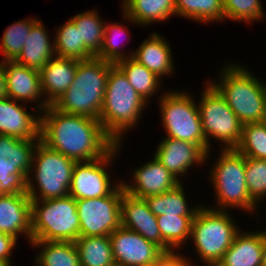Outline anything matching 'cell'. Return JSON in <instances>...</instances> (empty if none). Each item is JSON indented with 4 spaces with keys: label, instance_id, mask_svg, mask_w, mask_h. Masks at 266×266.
Listing matches in <instances>:
<instances>
[{
    "label": "cell",
    "instance_id": "cell-1",
    "mask_svg": "<svg viewBox=\"0 0 266 266\" xmlns=\"http://www.w3.org/2000/svg\"><path fill=\"white\" fill-rule=\"evenodd\" d=\"M40 116V141L76 162L106 156L116 142L99 119L66 114L49 105Z\"/></svg>",
    "mask_w": 266,
    "mask_h": 266
},
{
    "label": "cell",
    "instance_id": "cell-2",
    "mask_svg": "<svg viewBox=\"0 0 266 266\" xmlns=\"http://www.w3.org/2000/svg\"><path fill=\"white\" fill-rule=\"evenodd\" d=\"M114 65L98 57L80 60L72 84L52 106L66 114L99 119L108 73Z\"/></svg>",
    "mask_w": 266,
    "mask_h": 266
},
{
    "label": "cell",
    "instance_id": "cell-3",
    "mask_svg": "<svg viewBox=\"0 0 266 266\" xmlns=\"http://www.w3.org/2000/svg\"><path fill=\"white\" fill-rule=\"evenodd\" d=\"M146 104L124 73L114 65L108 73L99 117L105 132L116 143H121L122 134L137 124Z\"/></svg>",
    "mask_w": 266,
    "mask_h": 266
},
{
    "label": "cell",
    "instance_id": "cell-4",
    "mask_svg": "<svg viewBox=\"0 0 266 266\" xmlns=\"http://www.w3.org/2000/svg\"><path fill=\"white\" fill-rule=\"evenodd\" d=\"M221 82L210 84L225 99L242 124L262 122L266 102V84L250 71L234 65L222 70ZM217 83V84H216Z\"/></svg>",
    "mask_w": 266,
    "mask_h": 266
},
{
    "label": "cell",
    "instance_id": "cell-5",
    "mask_svg": "<svg viewBox=\"0 0 266 266\" xmlns=\"http://www.w3.org/2000/svg\"><path fill=\"white\" fill-rule=\"evenodd\" d=\"M31 228L32 241L75 242L80 236L76 200L68 195L31 201Z\"/></svg>",
    "mask_w": 266,
    "mask_h": 266
},
{
    "label": "cell",
    "instance_id": "cell-6",
    "mask_svg": "<svg viewBox=\"0 0 266 266\" xmlns=\"http://www.w3.org/2000/svg\"><path fill=\"white\" fill-rule=\"evenodd\" d=\"M34 152L29 174H34L33 179L38 184L40 195L35 190L32 176L29 175L27 177V194L31 201L68 196L76 161L48 148L41 141ZM32 169L35 170V173H32Z\"/></svg>",
    "mask_w": 266,
    "mask_h": 266
},
{
    "label": "cell",
    "instance_id": "cell-7",
    "mask_svg": "<svg viewBox=\"0 0 266 266\" xmlns=\"http://www.w3.org/2000/svg\"><path fill=\"white\" fill-rule=\"evenodd\" d=\"M199 206L193 221L191 237L198 256L207 263H219L240 231L226 210Z\"/></svg>",
    "mask_w": 266,
    "mask_h": 266
},
{
    "label": "cell",
    "instance_id": "cell-8",
    "mask_svg": "<svg viewBox=\"0 0 266 266\" xmlns=\"http://www.w3.org/2000/svg\"><path fill=\"white\" fill-rule=\"evenodd\" d=\"M215 164L210 179L216 191L217 204L220 206L217 210L225 211L226 207H239L250 213L254 212L257 204L248 193L245 156L235 149H222Z\"/></svg>",
    "mask_w": 266,
    "mask_h": 266
},
{
    "label": "cell",
    "instance_id": "cell-9",
    "mask_svg": "<svg viewBox=\"0 0 266 266\" xmlns=\"http://www.w3.org/2000/svg\"><path fill=\"white\" fill-rule=\"evenodd\" d=\"M163 126L168 138L197 144L206 154L208 143L194 100L186 92H168L160 98Z\"/></svg>",
    "mask_w": 266,
    "mask_h": 266
},
{
    "label": "cell",
    "instance_id": "cell-10",
    "mask_svg": "<svg viewBox=\"0 0 266 266\" xmlns=\"http://www.w3.org/2000/svg\"><path fill=\"white\" fill-rule=\"evenodd\" d=\"M207 84L202 92L198 110L202 131L208 143V153L210 137L223 142L225 150L236 149L241 139L243 124L220 93L210 83Z\"/></svg>",
    "mask_w": 266,
    "mask_h": 266
},
{
    "label": "cell",
    "instance_id": "cell-11",
    "mask_svg": "<svg viewBox=\"0 0 266 266\" xmlns=\"http://www.w3.org/2000/svg\"><path fill=\"white\" fill-rule=\"evenodd\" d=\"M39 142L0 135V180L7 194L27 193V177Z\"/></svg>",
    "mask_w": 266,
    "mask_h": 266
},
{
    "label": "cell",
    "instance_id": "cell-12",
    "mask_svg": "<svg viewBox=\"0 0 266 266\" xmlns=\"http://www.w3.org/2000/svg\"><path fill=\"white\" fill-rule=\"evenodd\" d=\"M123 192V185L119 182L107 196L76 200L80 236H109L121 226Z\"/></svg>",
    "mask_w": 266,
    "mask_h": 266
},
{
    "label": "cell",
    "instance_id": "cell-13",
    "mask_svg": "<svg viewBox=\"0 0 266 266\" xmlns=\"http://www.w3.org/2000/svg\"><path fill=\"white\" fill-rule=\"evenodd\" d=\"M121 143L116 146L106 155L96 160L87 162H76L71 184L69 187V196L75 200L79 199H94L109 195L118 185L114 187L110 185V178L105 166L116 156L115 153L119 150Z\"/></svg>",
    "mask_w": 266,
    "mask_h": 266
},
{
    "label": "cell",
    "instance_id": "cell-14",
    "mask_svg": "<svg viewBox=\"0 0 266 266\" xmlns=\"http://www.w3.org/2000/svg\"><path fill=\"white\" fill-rule=\"evenodd\" d=\"M116 266H149L163 252L139 233L120 226L109 235Z\"/></svg>",
    "mask_w": 266,
    "mask_h": 266
},
{
    "label": "cell",
    "instance_id": "cell-15",
    "mask_svg": "<svg viewBox=\"0 0 266 266\" xmlns=\"http://www.w3.org/2000/svg\"><path fill=\"white\" fill-rule=\"evenodd\" d=\"M156 159L180 181V176L188 173L189 167L202 164L208 158L197 144L165 137L155 152Z\"/></svg>",
    "mask_w": 266,
    "mask_h": 266
},
{
    "label": "cell",
    "instance_id": "cell-16",
    "mask_svg": "<svg viewBox=\"0 0 266 266\" xmlns=\"http://www.w3.org/2000/svg\"><path fill=\"white\" fill-rule=\"evenodd\" d=\"M132 185L121 182L124 191L137 198H146L172 190L181 183L154 156L151 162L143 164L133 172ZM136 183V184H135Z\"/></svg>",
    "mask_w": 266,
    "mask_h": 266
},
{
    "label": "cell",
    "instance_id": "cell-17",
    "mask_svg": "<svg viewBox=\"0 0 266 266\" xmlns=\"http://www.w3.org/2000/svg\"><path fill=\"white\" fill-rule=\"evenodd\" d=\"M79 60L61 58L55 56L40 70L41 90L44 93V101H41L36 109L44 111L49 105H53L69 88L74 80ZM41 109H40V108Z\"/></svg>",
    "mask_w": 266,
    "mask_h": 266
},
{
    "label": "cell",
    "instance_id": "cell-18",
    "mask_svg": "<svg viewBox=\"0 0 266 266\" xmlns=\"http://www.w3.org/2000/svg\"><path fill=\"white\" fill-rule=\"evenodd\" d=\"M121 226L139 233L162 250V237L157 224V217L150 211L145 199L123 192Z\"/></svg>",
    "mask_w": 266,
    "mask_h": 266
},
{
    "label": "cell",
    "instance_id": "cell-19",
    "mask_svg": "<svg viewBox=\"0 0 266 266\" xmlns=\"http://www.w3.org/2000/svg\"><path fill=\"white\" fill-rule=\"evenodd\" d=\"M0 232L17 240L25 233L28 242L32 241L31 199L27 193L0 196Z\"/></svg>",
    "mask_w": 266,
    "mask_h": 266
},
{
    "label": "cell",
    "instance_id": "cell-20",
    "mask_svg": "<svg viewBox=\"0 0 266 266\" xmlns=\"http://www.w3.org/2000/svg\"><path fill=\"white\" fill-rule=\"evenodd\" d=\"M23 107L10 97L0 99V135L40 139V116L32 115Z\"/></svg>",
    "mask_w": 266,
    "mask_h": 266
},
{
    "label": "cell",
    "instance_id": "cell-21",
    "mask_svg": "<svg viewBox=\"0 0 266 266\" xmlns=\"http://www.w3.org/2000/svg\"><path fill=\"white\" fill-rule=\"evenodd\" d=\"M2 62L6 75L7 97L18 102L29 101L31 103L43 95L40 71L20 65L15 61Z\"/></svg>",
    "mask_w": 266,
    "mask_h": 266
},
{
    "label": "cell",
    "instance_id": "cell-22",
    "mask_svg": "<svg viewBox=\"0 0 266 266\" xmlns=\"http://www.w3.org/2000/svg\"><path fill=\"white\" fill-rule=\"evenodd\" d=\"M264 231H240L219 262L222 266H262Z\"/></svg>",
    "mask_w": 266,
    "mask_h": 266
},
{
    "label": "cell",
    "instance_id": "cell-23",
    "mask_svg": "<svg viewBox=\"0 0 266 266\" xmlns=\"http://www.w3.org/2000/svg\"><path fill=\"white\" fill-rule=\"evenodd\" d=\"M132 58L144 65L159 78L173 71L172 52L168 42L157 33H152L140 47L131 53Z\"/></svg>",
    "mask_w": 266,
    "mask_h": 266
},
{
    "label": "cell",
    "instance_id": "cell-24",
    "mask_svg": "<svg viewBox=\"0 0 266 266\" xmlns=\"http://www.w3.org/2000/svg\"><path fill=\"white\" fill-rule=\"evenodd\" d=\"M55 53L54 42L50 43L48 32L41 21H38L30 30L26 43L14 60L16 63L40 71Z\"/></svg>",
    "mask_w": 266,
    "mask_h": 266
},
{
    "label": "cell",
    "instance_id": "cell-25",
    "mask_svg": "<svg viewBox=\"0 0 266 266\" xmlns=\"http://www.w3.org/2000/svg\"><path fill=\"white\" fill-rule=\"evenodd\" d=\"M123 16L138 25H150L176 15L175 0H123Z\"/></svg>",
    "mask_w": 266,
    "mask_h": 266
},
{
    "label": "cell",
    "instance_id": "cell-26",
    "mask_svg": "<svg viewBox=\"0 0 266 266\" xmlns=\"http://www.w3.org/2000/svg\"><path fill=\"white\" fill-rule=\"evenodd\" d=\"M74 243L80 266H116L109 236H79Z\"/></svg>",
    "mask_w": 266,
    "mask_h": 266
},
{
    "label": "cell",
    "instance_id": "cell-27",
    "mask_svg": "<svg viewBox=\"0 0 266 266\" xmlns=\"http://www.w3.org/2000/svg\"><path fill=\"white\" fill-rule=\"evenodd\" d=\"M29 244L42 246L35 258L38 266H80V258L74 242L31 241Z\"/></svg>",
    "mask_w": 266,
    "mask_h": 266
},
{
    "label": "cell",
    "instance_id": "cell-28",
    "mask_svg": "<svg viewBox=\"0 0 266 266\" xmlns=\"http://www.w3.org/2000/svg\"><path fill=\"white\" fill-rule=\"evenodd\" d=\"M182 183L172 190L159 195L144 198L150 211L157 217L160 215L195 216L197 208L187 206Z\"/></svg>",
    "mask_w": 266,
    "mask_h": 266
},
{
    "label": "cell",
    "instance_id": "cell-29",
    "mask_svg": "<svg viewBox=\"0 0 266 266\" xmlns=\"http://www.w3.org/2000/svg\"><path fill=\"white\" fill-rule=\"evenodd\" d=\"M194 216L160 215L157 224L162 237V251L181 247L190 237Z\"/></svg>",
    "mask_w": 266,
    "mask_h": 266
},
{
    "label": "cell",
    "instance_id": "cell-30",
    "mask_svg": "<svg viewBox=\"0 0 266 266\" xmlns=\"http://www.w3.org/2000/svg\"><path fill=\"white\" fill-rule=\"evenodd\" d=\"M115 65L124 73L128 82L147 103L149 100L148 98H150L155 91L158 92L157 89L160 87L159 84H161V79L132 57L121 60Z\"/></svg>",
    "mask_w": 266,
    "mask_h": 266
},
{
    "label": "cell",
    "instance_id": "cell-31",
    "mask_svg": "<svg viewBox=\"0 0 266 266\" xmlns=\"http://www.w3.org/2000/svg\"><path fill=\"white\" fill-rule=\"evenodd\" d=\"M54 42L55 56L76 60H86L94 56L80 43L79 29L70 19L56 31Z\"/></svg>",
    "mask_w": 266,
    "mask_h": 266
},
{
    "label": "cell",
    "instance_id": "cell-32",
    "mask_svg": "<svg viewBox=\"0 0 266 266\" xmlns=\"http://www.w3.org/2000/svg\"><path fill=\"white\" fill-rule=\"evenodd\" d=\"M71 20L79 29L80 43H84L85 48L95 57L101 50L104 36V21L98 16V12L79 13Z\"/></svg>",
    "mask_w": 266,
    "mask_h": 266
},
{
    "label": "cell",
    "instance_id": "cell-33",
    "mask_svg": "<svg viewBox=\"0 0 266 266\" xmlns=\"http://www.w3.org/2000/svg\"><path fill=\"white\" fill-rule=\"evenodd\" d=\"M176 15L195 21L224 20L223 0H175Z\"/></svg>",
    "mask_w": 266,
    "mask_h": 266
},
{
    "label": "cell",
    "instance_id": "cell-34",
    "mask_svg": "<svg viewBox=\"0 0 266 266\" xmlns=\"http://www.w3.org/2000/svg\"><path fill=\"white\" fill-rule=\"evenodd\" d=\"M37 19H26L11 24L7 27L1 39L0 51L3 53V61H14L21 53L24 43L31 28L38 22Z\"/></svg>",
    "mask_w": 266,
    "mask_h": 266
},
{
    "label": "cell",
    "instance_id": "cell-35",
    "mask_svg": "<svg viewBox=\"0 0 266 266\" xmlns=\"http://www.w3.org/2000/svg\"><path fill=\"white\" fill-rule=\"evenodd\" d=\"M235 150L245 157L266 160V125L263 122L243 124L241 139Z\"/></svg>",
    "mask_w": 266,
    "mask_h": 266
},
{
    "label": "cell",
    "instance_id": "cell-36",
    "mask_svg": "<svg viewBox=\"0 0 266 266\" xmlns=\"http://www.w3.org/2000/svg\"><path fill=\"white\" fill-rule=\"evenodd\" d=\"M245 177L250 198L257 204L266 197V160L245 157Z\"/></svg>",
    "mask_w": 266,
    "mask_h": 266
},
{
    "label": "cell",
    "instance_id": "cell-37",
    "mask_svg": "<svg viewBox=\"0 0 266 266\" xmlns=\"http://www.w3.org/2000/svg\"><path fill=\"white\" fill-rule=\"evenodd\" d=\"M224 19L253 22L263 20V10L260 0H223Z\"/></svg>",
    "mask_w": 266,
    "mask_h": 266
},
{
    "label": "cell",
    "instance_id": "cell-38",
    "mask_svg": "<svg viewBox=\"0 0 266 266\" xmlns=\"http://www.w3.org/2000/svg\"><path fill=\"white\" fill-rule=\"evenodd\" d=\"M121 34L126 35L127 32L126 28H124V26H122L120 23L117 24L114 22L112 23V25H104L102 47L100 52L95 57L101 58L102 60L113 64H116L117 62L126 59V57L131 58L132 55L126 56L124 52L122 53L118 46V40L116 38H118V36Z\"/></svg>",
    "mask_w": 266,
    "mask_h": 266
},
{
    "label": "cell",
    "instance_id": "cell-39",
    "mask_svg": "<svg viewBox=\"0 0 266 266\" xmlns=\"http://www.w3.org/2000/svg\"><path fill=\"white\" fill-rule=\"evenodd\" d=\"M149 266H192L187 258L177 255L174 250L162 252Z\"/></svg>",
    "mask_w": 266,
    "mask_h": 266
},
{
    "label": "cell",
    "instance_id": "cell-40",
    "mask_svg": "<svg viewBox=\"0 0 266 266\" xmlns=\"http://www.w3.org/2000/svg\"><path fill=\"white\" fill-rule=\"evenodd\" d=\"M17 239L13 236L0 232V262L11 266L10 254L16 246Z\"/></svg>",
    "mask_w": 266,
    "mask_h": 266
},
{
    "label": "cell",
    "instance_id": "cell-41",
    "mask_svg": "<svg viewBox=\"0 0 266 266\" xmlns=\"http://www.w3.org/2000/svg\"><path fill=\"white\" fill-rule=\"evenodd\" d=\"M6 75L3 63H0V99L7 97Z\"/></svg>",
    "mask_w": 266,
    "mask_h": 266
},
{
    "label": "cell",
    "instance_id": "cell-42",
    "mask_svg": "<svg viewBox=\"0 0 266 266\" xmlns=\"http://www.w3.org/2000/svg\"><path fill=\"white\" fill-rule=\"evenodd\" d=\"M262 266H266V231H264V247L262 256Z\"/></svg>",
    "mask_w": 266,
    "mask_h": 266
},
{
    "label": "cell",
    "instance_id": "cell-43",
    "mask_svg": "<svg viewBox=\"0 0 266 266\" xmlns=\"http://www.w3.org/2000/svg\"><path fill=\"white\" fill-rule=\"evenodd\" d=\"M262 122L266 125V102H265L264 116Z\"/></svg>",
    "mask_w": 266,
    "mask_h": 266
},
{
    "label": "cell",
    "instance_id": "cell-44",
    "mask_svg": "<svg viewBox=\"0 0 266 266\" xmlns=\"http://www.w3.org/2000/svg\"><path fill=\"white\" fill-rule=\"evenodd\" d=\"M5 194L7 193L2 189L1 180H0V196L5 195Z\"/></svg>",
    "mask_w": 266,
    "mask_h": 266
},
{
    "label": "cell",
    "instance_id": "cell-45",
    "mask_svg": "<svg viewBox=\"0 0 266 266\" xmlns=\"http://www.w3.org/2000/svg\"><path fill=\"white\" fill-rule=\"evenodd\" d=\"M207 265H209V266H222V265L219 264V263H210V264H207Z\"/></svg>",
    "mask_w": 266,
    "mask_h": 266
},
{
    "label": "cell",
    "instance_id": "cell-46",
    "mask_svg": "<svg viewBox=\"0 0 266 266\" xmlns=\"http://www.w3.org/2000/svg\"><path fill=\"white\" fill-rule=\"evenodd\" d=\"M0 266H8L6 263L0 262Z\"/></svg>",
    "mask_w": 266,
    "mask_h": 266
}]
</instances>
